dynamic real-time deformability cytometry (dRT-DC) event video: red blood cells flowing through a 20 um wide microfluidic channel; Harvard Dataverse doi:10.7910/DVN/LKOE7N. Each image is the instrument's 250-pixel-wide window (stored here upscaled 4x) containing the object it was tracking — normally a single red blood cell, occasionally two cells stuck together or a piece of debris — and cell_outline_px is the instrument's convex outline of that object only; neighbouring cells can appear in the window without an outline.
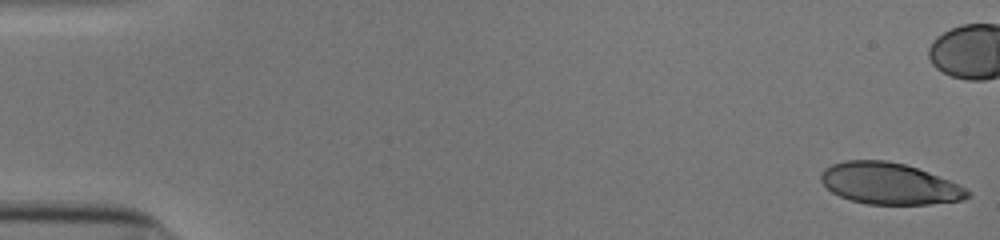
{"species": "human", "species_latin": "Homo sapiens", "temperature_condition": "cold", "stored_images_in_passage": 43, "camera_frame_rate_fps": 3000, "um_per_image_px": 0.085, "donor": {"sex": "male"}, "frame": {"image": 1, "passage_image": 1, "time_ms": 0.0, "image_size_px": [1000, 240], "cell_outline_px": [[968, 196], [964, 200], [928, 204], [868, 204], [852, 200], [840, 196], [832, 192], [820, 180], [820, 172], [824, 168], [832, 164], [844, 160], [884, 160], [904, 164], [928, 172], [948, 180], [964, 188], [968, 192]], "centroid_in_image_um": [75.53, 15.6], "position_along_channel_um": 9.5, "area_um2": 35.03}}
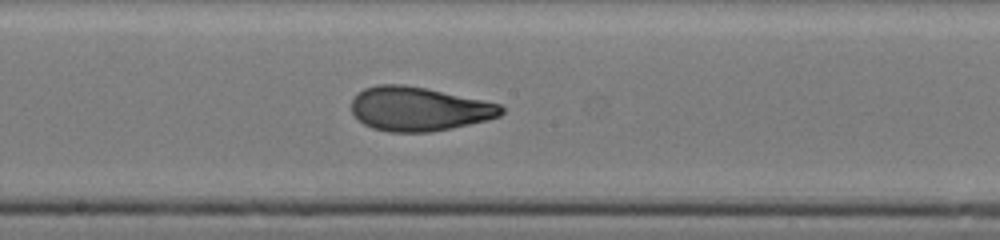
{"frame": {"image": 2, "passage_image": 29, "time_ms": 9.333, "image_size_px": [1000, 240], "cell_outline_px": [[504, 112], [500, 116], [488, 120], [452, 128], [428, 132], [388, 132], [372, 128], [364, 124], [352, 112], [352, 100], [364, 88], [380, 84], [404, 84], [424, 88], [500, 104], [504, 108]], "centroid_in_image_um": [35.6, 9.27], "position_along_channel_um": 212.6, "area_um2": 38.15}}
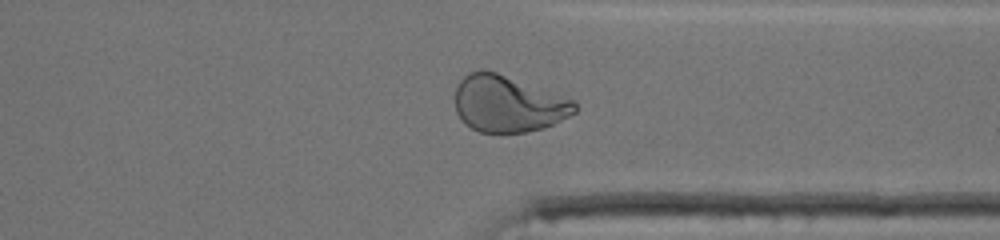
{"frame": {"image": 3, "passage_image": 41, "time_ms": 13.333, "image_size_px": [1000, 240], "cell_outline_px": [[576, 112], [544, 128], [528, 132], [500, 136], [480, 132], [464, 124], [456, 112], [456, 84], [468, 72], [480, 68], [484, 68], [496, 72], [576, 100]], "centroid_in_image_um": [43.15, 8.85], "position_along_channel_um": 368.2, "area_um2": 40.29}}